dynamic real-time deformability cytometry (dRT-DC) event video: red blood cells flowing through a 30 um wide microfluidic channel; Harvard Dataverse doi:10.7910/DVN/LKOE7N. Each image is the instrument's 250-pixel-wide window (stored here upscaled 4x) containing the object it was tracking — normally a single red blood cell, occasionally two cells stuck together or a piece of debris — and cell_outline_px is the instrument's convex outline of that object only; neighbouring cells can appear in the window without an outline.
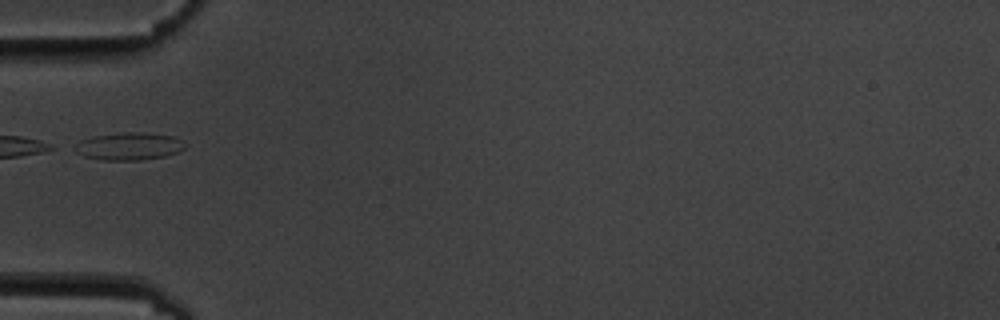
{"species": "common noctule bat (a hibernating species)", "species_latin": "Nyctalus noctula", "temperature_condition": "cold", "stored_images_in_passage": 6, "camera_frame_rate_fps": 3000, "um_per_image_px": 0.085, "animal": {"sex": "male", "body_mass_g": 19.5, "forearm_length_mm": 54.6}, "frame": {"image": 1, "passage_image": 6, "time_ms": 6.667, "image_size_px": [1000, 320], "cell_outline_px": [[188, 144], [184, 148], [176, 152], [164, 156], [140, 160], [104, 160], [84, 156], [68, 148], [80, 140], [92, 136], [120, 132], [140, 132], [172, 136], [184, 140]], "centroid_in_image_um": [10.91, 12.42], "position_along_channel_um": 74.1, "area_um2": 17.98}}